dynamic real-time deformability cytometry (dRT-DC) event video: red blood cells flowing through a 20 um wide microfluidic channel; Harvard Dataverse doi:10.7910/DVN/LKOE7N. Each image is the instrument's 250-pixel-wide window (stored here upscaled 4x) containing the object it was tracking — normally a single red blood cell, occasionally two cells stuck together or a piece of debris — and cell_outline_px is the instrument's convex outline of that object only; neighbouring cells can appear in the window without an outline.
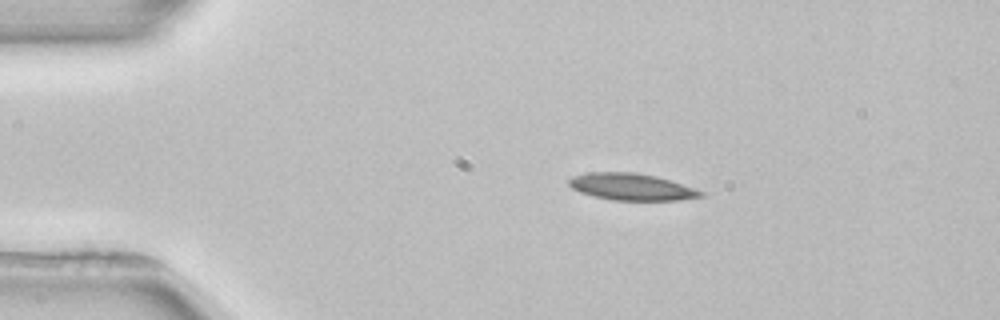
{"species": "common noctule bat (a hibernating species)", "species_latin": "Nyctalus noctula", "temperature_condition": "room temperature", "stored_images_in_passage": 3, "camera_frame_rate_fps": 3000, "um_per_image_px": 0.085, "animal": {"sex": "female", "body_mass_g": 22.7, "forearm_length_mm": 54.2}, "frame": {"image": 1, "passage_image": 2, "time_ms": 1.667, "image_size_px": [1000, 320], "cell_outline_px": [[704, 196], [676, 200], [612, 200], [580, 192], [572, 188], [568, 184], [568, 180], [572, 176], [588, 172], [636, 172], [656, 176], [704, 192]], "centroid_in_image_um": [53.62, 15.87], "position_along_channel_um": 31.4, "area_um2": 20.35}}